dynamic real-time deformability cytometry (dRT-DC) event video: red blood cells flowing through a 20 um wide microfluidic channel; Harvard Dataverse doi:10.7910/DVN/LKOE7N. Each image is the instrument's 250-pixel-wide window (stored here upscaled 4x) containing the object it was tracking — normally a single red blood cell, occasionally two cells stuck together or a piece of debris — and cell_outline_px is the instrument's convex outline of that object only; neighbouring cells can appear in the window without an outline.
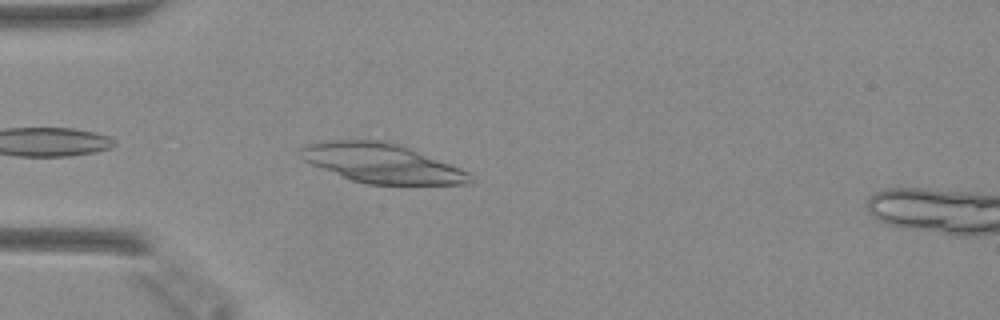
{"species": "Egyptian fruit bat (a non-hibernating species)", "species_latin": "Rousettus aegyptiacus", "temperature_condition": "warm", "stored_images_in_passage": 19, "segment_of_instrument_passage": [1, 2], "camera_frame_rate_fps": 3000, "um_per_image_px": 0.085, "animal": {"sex": "female"}, "frame": {"image": 1, "passage_image": 3, "time_ms": 0.667, "image_size_px": [1000, 320], "cell_outline_px": [[476, 180], [472, 184], [368, 184], [352, 180], [312, 164], [304, 160], [300, 156], [300, 148], [312, 144], [332, 140], [384, 140], [400, 144], [412, 148], [460, 168], [468, 172]], "centroid_in_image_um": [32.53, 13.87], "position_along_channel_um": 52.5, "area_um2": 38.55}}
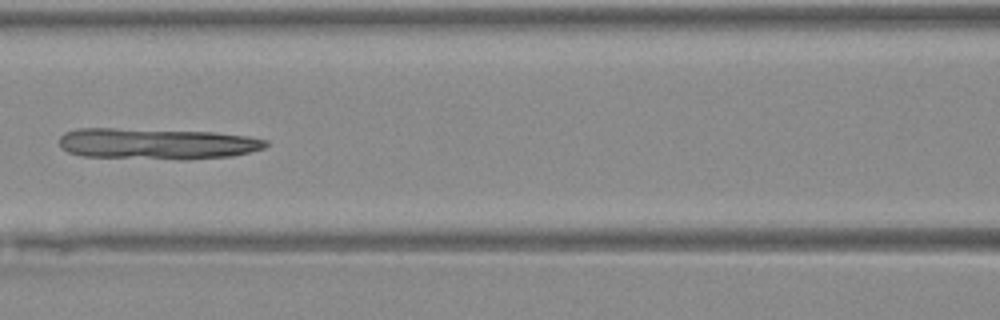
{"frame": {"image": 2, "passage_image": 11, "time_ms": 3.333, "image_size_px": [1000, 320], "cell_outline_px": [[268, 144], [264, 148], [232, 156], [184, 160], [80, 156], [68, 152], [60, 144], [60, 136], [64, 132], [80, 128], [112, 128], [212, 132], [248, 136], [268, 140]], "centroid_in_image_um": [13.33, 12.22], "position_along_channel_um": 153.3, "area_um2": 37.57}}
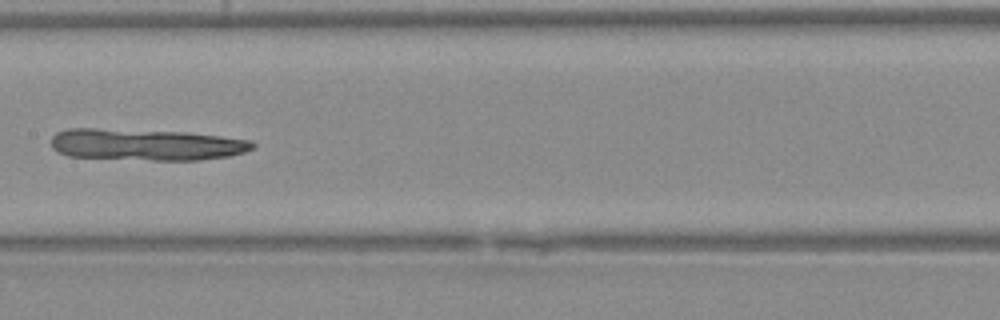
{"frame": {"image": 3, "passage_image": 14, "time_ms": 4.333, "image_size_px": [1000, 320], "cell_outline_px": [[256, 144], [252, 148], [244, 152], [228, 156], [196, 160], [152, 160], [68, 156], [56, 152], [52, 148], [52, 136], [56, 132], [68, 128], [96, 128], [188, 132], [252, 140]], "centroid_in_image_um": [12.38, 12.28], "position_along_channel_um": 195.0, "area_um2": 37.22}}